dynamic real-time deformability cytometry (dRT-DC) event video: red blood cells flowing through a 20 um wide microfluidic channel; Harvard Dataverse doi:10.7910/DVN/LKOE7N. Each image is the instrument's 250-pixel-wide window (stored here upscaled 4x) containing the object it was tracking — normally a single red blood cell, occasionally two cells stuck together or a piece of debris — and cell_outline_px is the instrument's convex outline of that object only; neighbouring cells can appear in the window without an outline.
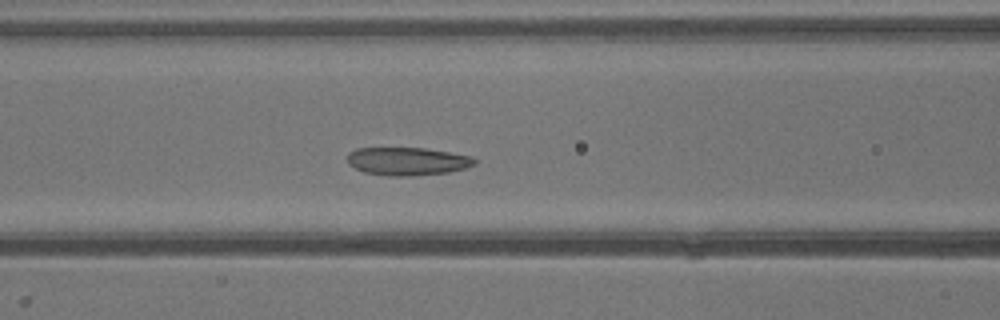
{"species": "common noctule bat (a hibernating species)", "species_latin": "Nyctalus noctula", "temperature_condition": "warm", "stored_images_in_passage": 38, "camera_frame_rate_fps": 3000, "um_per_image_px": 0.085, "animal": {"sex": "male", "body_mass_g": 13.3}, "frame": {"image": 1, "passage_image": 14, "time_ms": 4.333, "image_size_px": [1000, 320], "cell_outline_px": [[476, 164], [464, 168], [448, 172], [416, 176], [388, 176], [364, 172], [348, 164], [348, 152], [356, 148], [424, 148], [472, 156], [476, 160]], "centroid_in_image_um": [34.62, 13.71], "position_along_channel_um": 132.0, "area_um2": 20.81}}
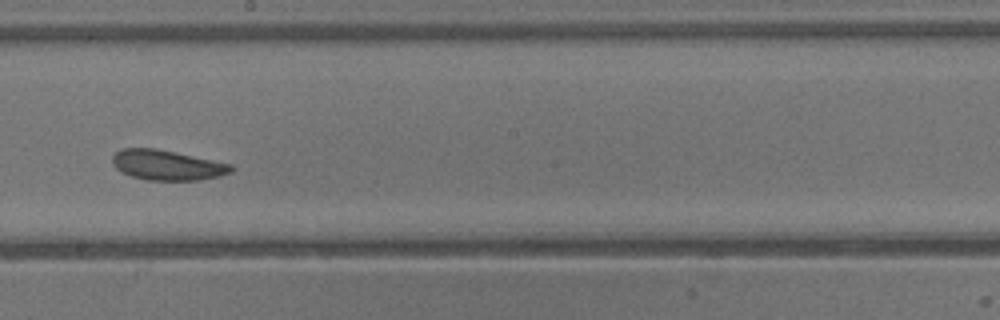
{"frame": {"image": 2, "passage_image": 20, "time_ms": 6.333, "image_size_px": [1000, 320], "cell_outline_px": [[236, 168], [232, 172], [220, 176], [200, 180], [148, 180], [132, 176], [116, 168], [112, 164], [112, 156], [120, 148], [156, 148], [176, 152], [232, 164]], "centroid_in_image_um": [14.24, 14.03], "position_along_channel_um": 234.0, "area_um2": 20.92}}
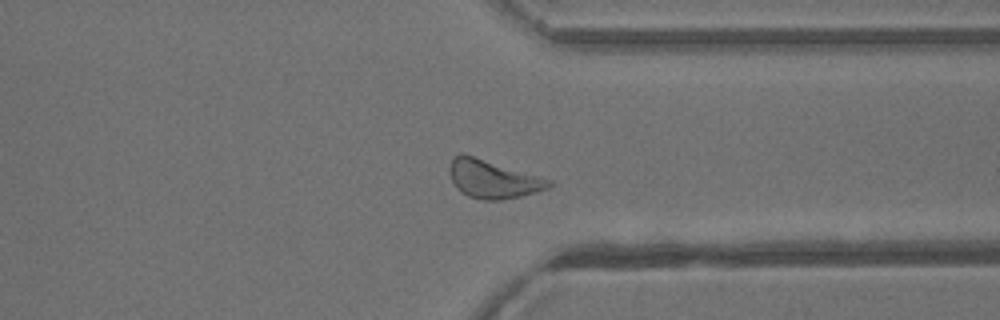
{"frame": {"image": 3, "passage_image": 28, "time_ms": 9.0, "image_size_px": [1000, 320], "cell_outline_px": [[556, 184], [548, 188], [536, 192], [520, 196], [500, 200], [484, 200], [468, 196], [460, 192], [456, 188], [452, 180], [448, 168], [452, 160], [460, 152], [552, 180]], "centroid_in_image_um": [41.9, 15.23], "position_along_channel_um": 369.5, "area_um2": 21.96}}